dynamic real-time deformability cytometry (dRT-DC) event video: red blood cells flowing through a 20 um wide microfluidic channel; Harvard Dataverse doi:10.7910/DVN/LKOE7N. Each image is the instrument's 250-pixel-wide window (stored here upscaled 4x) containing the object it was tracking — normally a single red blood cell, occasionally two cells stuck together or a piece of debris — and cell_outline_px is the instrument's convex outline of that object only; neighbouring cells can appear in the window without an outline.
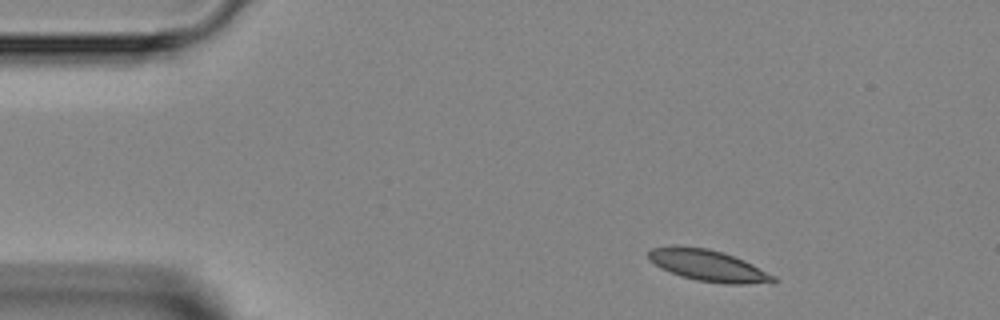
{"species": "Egyptian fruit bat (a non-hibernating species)", "species_latin": "Rousettus aegyptiacus", "temperature_condition": "room temperature", "stored_images_in_passage": 2, "camera_frame_rate_fps": 3000, "um_per_image_px": 0.085, "animal": {"sex": "female"}, "frame": {"image": 1, "passage_image": 1, "time_ms": 0.0, "image_size_px": [1000, 320], "cell_outline_px": [[776, 280], [772, 284], [724, 284], [696, 280], [680, 276], [660, 268], [648, 260], [648, 252], [652, 248], [672, 244], [676, 244], [708, 248], [732, 256], [752, 264], [776, 276]], "centroid_in_image_um": [60.16, 22.57], "position_along_channel_um": 24.8, "area_um2": 23.24}}